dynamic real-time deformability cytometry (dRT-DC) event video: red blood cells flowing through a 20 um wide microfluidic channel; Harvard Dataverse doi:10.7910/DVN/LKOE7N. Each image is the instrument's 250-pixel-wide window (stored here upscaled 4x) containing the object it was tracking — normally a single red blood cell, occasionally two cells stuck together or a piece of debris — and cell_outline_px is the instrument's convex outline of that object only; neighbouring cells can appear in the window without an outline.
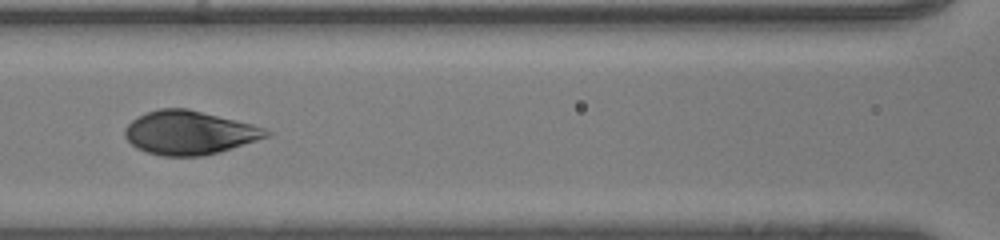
{"species": "human", "species_latin": "Homo sapiens", "temperature_condition": "room temperature", "stored_images_in_passage": 53, "camera_frame_rate_fps": 3000, "um_per_image_px": 0.085, "donor": {"sex": "male"}, "frame": {"image": 1, "passage_image": 29, "time_ms": 9.333, "image_size_px": [1000, 240], "cell_outline_px": [[272, 136], [220, 152], [204, 156], [164, 156], [148, 152], [136, 148], [124, 136], [124, 128], [132, 120], [148, 112], [160, 108], [188, 108], [252, 124], [264, 128], [272, 132]], "centroid_in_image_um": [16.13, 11.28], "position_along_channel_um": 150.5, "area_um2": 36.07}}
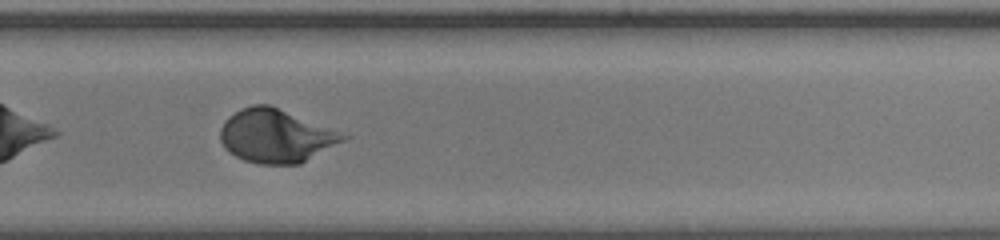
{"frame": {"image": 2, "passage_image": 40, "time_ms": 13.0, "image_size_px": [1000, 240], "cell_outline_px": [[352, 136], [300, 164], [260, 164], [244, 160], [228, 152], [224, 148], [220, 140], [220, 128], [224, 120], [228, 116], [240, 108], [252, 104], [268, 104]], "centroid_in_image_um": [23.42, 11.55], "position_along_channel_um": 306.4, "area_um2": 38.26}}
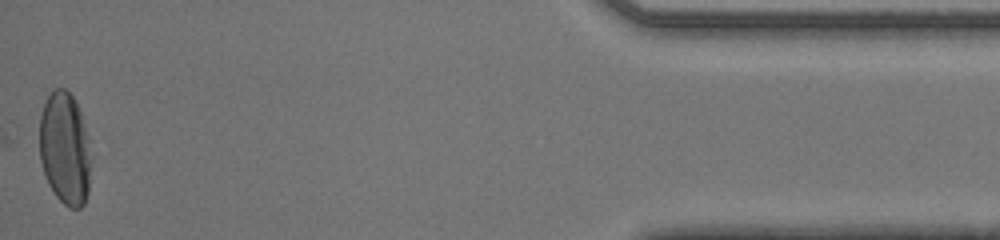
{"frame": {"image": 3, "passage_image": 53, "time_ms": 17.333, "image_size_px": [1000, 240], "cell_outline_px": [[92, 160], [88, 192], [84, 204], [80, 208], [68, 208], [56, 196], [48, 184], [40, 160], [40, 116], [44, 104], [52, 88], [64, 88], [72, 96], [80, 112], [88, 136], [92, 156]], "centroid_in_image_um": [5.54, 12.65], "position_along_channel_um": 429.7, "area_um2": 34.16}, "authors_computed_cell_mechanics": {"area_um2": 38.2636, "velocity_mm_per_s": 4.2754, "shape_relaxation_time_tau1_ms": 3.9719, "shape_relaxation_time_tau2_ms": null, "deformation_change_tau1": 0.1975, "deformation_change_tau2": null}}